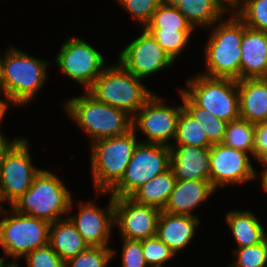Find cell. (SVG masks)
Returning <instances> with one entry per match:
<instances>
[{
	"instance_id": "obj_37",
	"label": "cell",
	"mask_w": 267,
	"mask_h": 267,
	"mask_svg": "<svg viewBox=\"0 0 267 267\" xmlns=\"http://www.w3.org/2000/svg\"><path fill=\"white\" fill-rule=\"evenodd\" d=\"M123 240L122 245V267H149L142 249L141 240Z\"/></svg>"
},
{
	"instance_id": "obj_42",
	"label": "cell",
	"mask_w": 267,
	"mask_h": 267,
	"mask_svg": "<svg viewBox=\"0 0 267 267\" xmlns=\"http://www.w3.org/2000/svg\"><path fill=\"white\" fill-rule=\"evenodd\" d=\"M260 164H262L263 167H265V169L263 168V172L261 173L262 174L260 178L261 186L263 190L267 193V157Z\"/></svg>"
},
{
	"instance_id": "obj_25",
	"label": "cell",
	"mask_w": 267,
	"mask_h": 267,
	"mask_svg": "<svg viewBox=\"0 0 267 267\" xmlns=\"http://www.w3.org/2000/svg\"><path fill=\"white\" fill-rule=\"evenodd\" d=\"M176 178L171 169L157 175L135 190L129 198L142 205H150L162 210L174 189Z\"/></svg>"
},
{
	"instance_id": "obj_7",
	"label": "cell",
	"mask_w": 267,
	"mask_h": 267,
	"mask_svg": "<svg viewBox=\"0 0 267 267\" xmlns=\"http://www.w3.org/2000/svg\"><path fill=\"white\" fill-rule=\"evenodd\" d=\"M9 208L10 211L3 206L0 209V216L2 212L4 215L0 217V247L16 265L18 259L48 244L50 222Z\"/></svg>"
},
{
	"instance_id": "obj_31",
	"label": "cell",
	"mask_w": 267,
	"mask_h": 267,
	"mask_svg": "<svg viewBox=\"0 0 267 267\" xmlns=\"http://www.w3.org/2000/svg\"><path fill=\"white\" fill-rule=\"evenodd\" d=\"M116 250L106 247L89 246L75 257L64 262V267H106L115 257Z\"/></svg>"
},
{
	"instance_id": "obj_15",
	"label": "cell",
	"mask_w": 267,
	"mask_h": 267,
	"mask_svg": "<svg viewBox=\"0 0 267 267\" xmlns=\"http://www.w3.org/2000/svg\"><path fill=\"white\" fill-rule=\"evenodd\" d=\"M160 212L157 207L136 203L129 197L114 198V225L124 239L155 236Z\"/></svg>"
},
{
	"instance_id": "obj_36",
	"label": "cell",
	"mask_w": 267,
	"mask_h": 267,
	"mask_svg": "<svg viewBox=\"0 0 267 267\" xmlns=\"http://www.w3.org/2000/svg\"><path fill=\"white\" fill-rule=\"evenodd\" d=\"M23 258L27 267H64V261L49 244L35 249Z\"/></svg>"
},
{
	"instance_id": "obj_29",
	"label": "cell",
	"mask_w": 267,
	"mask_h": 267,
	"mask_svg": "<svg viewBox=\"0 0 267 267\" xmlns=\"http://www.w3.org/2000/svg\"><path fill=\"white\" fill-rule=\"evenodd\" d=\"M255 124L238 118L227 123L222 144L239 149L252 156L254 147Z\"/></svg>"
},
{
	"instance_id": "obj_13",
	"label": "cell",
	"mask_w": 267,
	"mask_h": 267,
	"mask_svg": "<svg viewBox=\"0 0 267 267\" xmlns=\"http://www.w3.org/2000/svg\"><path fill=\"white\" fill-rule=\"evenodd\" d=\"M250 154L235 148L213 144L210 147V183L217 191L228 185L259 180Z\"/></svg>"
},
{
	"instance_id": "obj_2",
	"label": "cell",
	"mask_w": 267,
	"mask_h": 267,
	"mask_svg": "<svg viewBox=\"0 0 267 267\" xmlns=\"http://www.w3.org/2000/svg\"><path fill=\"white\" fill-rule=\"evenodd\" d=\"M230 16L228 20L221 19L209 29L211 35L204 47L206 71L201 75L240 80L243 22L235 14Z\"/></svg>"
},
{
	"instance_id": "obj_1",
	"label": "cell",
	"mask_w": 267,
	"mask_h": 267,
	"mask_svg": "<svg viewBox=\"0 0 267 267\" xmlns=\"http://www.w3.org/2000/svg\"><path fill=\"white\" fill-rule=\"evenodd\" d=\"M48 63L15 46L5 51L1 62L0 90L12 105L25 106L47 81Z\"/></svg>"
},
{
	"instance_id": "obj_39",
	"label": "cell",
	"mask_w": 267,
	"mask_h": 267,
	"mask_svg": "<svg viewBox=\"0 0 267 267\" xmlns=\"http://www.w3.org/2000/svg\"><path fill=\"white\" fill-rule=\"evenodd\" d=\"M22 138H16L15 140H8V138L4 135V133L0 132V171L5 156L10 151V149Z\"/></svg>"
},
{
	"instance_id": "obj_16",
	"label": "cell",
	"mask_w": 267,
	"mask_h": 267,
	"mask_svg": "<svg viewBox=\"0 0 267 267\" xmlns=\"http://www.w3.org/2000/svg\"><path fill=\"white\" fill-rule=\"evenodd\" d=\"M109 198L106 209L100 208L93 201H81L78 214L67 216L88 246L106 247L111 239L114 227V197L110 194Z\"/></svg>"
},
{
	"instance_id": "obj_45",
	"label": "cell",
	"mask_w": 267,
	"mask_h": 267,
	"mask_svg": "<svg viewBox=\"0 0 267 267\" xmlns=\"http://www.w3.org/2000/svg\"><path fill=\"white\" fill-rule=\"evenodd\" d=\"M246 0H240V8L242 6V4L245 2Z\"/></svg>"
},
{
	"instance_id": "obj_40",
	"label": "cell",
	"mask_w": 267,
	"mask_h": 267,
	"mask_svg": "<svg viewBox=\"0 0 267 267\" xmlns=\"http://www.w3.org/2000/svg\"><path fill=\"white\" fill-rule=\"evenodd\" d=\"M228 14H235L240 9V0H215ZM235 10V11H234Z\"/></svg>"
},
{
	"instance_id": "obj_10",
	"label": "cell",
	"mask_w": 267,
	"mask_h": 267,
	"mask_svg": "<svg viewBox=\"0 0 267 267\" xmlns=\"http://www.w3.org/2000/svg\"><path fill=\"white\" fill-rule=\"evenodd\" d=\"M56 55L59 70L87 91L106 67L105 57L80 37L63 42Z\"/></svg>"
},
{
	"instance_id": "obj_32",
	"label": "cell",
	"mask_w": 267,
	"mask_h": 267,
	"mask_svg": "<svg viewBox=\"0 0 267 267\" xmlns=\"http://www.w3.org/2000/svg\"><path fill=\"white\" fill-rule=\"evenodd\" d=\"M235 15L248 28L267 32V0H246Z\"/></svg>"
},
{
	"instance_id": "obj_41",
	"label": "cell",
	"mask_w": 267,
	"mask_h": 267,
	"mask_svg": "<svg viewBox=\"0 0 267 267\" xmlns=\"http://www.w3.org/2000/svg\"><path fill=\"white\" fill-rule=\"evenodd\" d=\"M2 94L4 99H0V122H2L3 118L5 117V113L8 110V105L10 104L11 106L12 104L7 98V96H5V94L0 90V95ZM0 132H2V130H0Z\"/></svg>"
},
{
	"instance_id": "obj_11",
	"label": "cell",
	"mask_w": 267,
	"mask_h": 267,
	"mask_svg": "<svg viewBox=\"0 0 267 267\" xmlns=\"http://www.w3.org/2000/svg\"><path fill=\"white\" fill-rule=\"evenodd\" d=\"M162 97L154 93L145 104L132 116L131 129L140 130L146 137L143 143L171 146L175 139L177 122L182 105L169 106Z\"/></svg>"
},
{
	"instance_id": "obj_8",
	"label": "cell",
	"mask_w": 267,
	"mask_h": 267,
	"mask_svg": "<svg viewBox=\"0 0 267 267\" xmlns=\"http://www.w3.org/2000/svg\"><path fill=\"white\" fill-rule=\"evenodd\" d=\"M186 82L187 88L182 90L198 106L226 122L240 118L237 80L198 74Z\"/></svg>"
},
{
	"instance_id": "obj_12",
	"label": "cell",
	"mask_w": 267,
	"mask_h": 267,
	"mask_svg": "<svg viewBox=\"0 0 267 267\" xmlns=\"http://www.w3.org/2000/svg\"><path fill=\"white\" fill-rule=\"evenodd\" d=\"M29 142L21 138L7 153L0 171V205L11 206L32 186L40 168L32 165Z\"/></svg>"
},
{
	"instance_id": "obj_34",
	"label": "cell",
	"mask_w": 267,
	"mask_h": 267,
	"mask_svg": "<svg viewBox=\"0 0 267 267\" xmlns=\"http://www.w3.org/2000/svg\"><path fill=\"white\" fill-rule=\"evenodd\" d=\"M142 249L149 267H165L169 260L175 257V253L156 235L142 239Z\"/></svg>"
},
{
	"instance_id": "obj_3",
	"label": "cell",
	"mask_w": 267,
	"mask_h": 267,
	"mask_svg": "<svg viewBox=\"0 0 267 267\" xmlns=\"http://www.w3.org/2000/svg\"><path fill=\"white\" fill-rule=\"evenodd\" d=\"M136 133L131 129L123 135L97 139L90 144L91 175L97 196L109 192L123 177L140 142Z\"/></svg>"
},
{
	"instance_id": "obj_22",
	"label": "cell",
	"mask_w": 267,
	"mask_h": 267,
	"mask_svg": "<svg viewBox=\"0 0 267 267\" xmlns=\"http://www.w3.org/2000/svg\"><path fill=\"white\" fill-rule=\"evenodd\" d=\"M48 244L64 262L89 247L68 217L50 223Z\"/></svg>"
},
{
	"instance_id": "obj_46",
	"label": "cell",
	"mask_w": 267,
	"mask_h": 267,
	"mask_svg": "<svg viewBox=\"0 0 267 267\" xmlns=\"http://www.w3.org/2000/svg\"><path fill=\"white\" fill-rule=\"evenodd\" d=\"M12 267H20V266H19V263H17L16 265H13Z\"/></svg>"
},
{
	"instance_id": "obj_20",
	"label": "cell",
	"mask_w": 267,
	"mask_h": 267,
	"mask_svg": "<svg viewBox=\"0 0 267 267\" xmlns=\"http://www.w3.org/2000/svg\"><path fill=\"white\" fill-rule=\"evenodd\" d=\"M199 224L198 217L161 211L157 221L156 236L177 255L195 237Z\"/></svg>"
},
{
	"instance_id": "obj_23",
	"label": "cell",
	"mask_w": 267,
	"mask_h": 267,
	"mask_svg": "<svg viewBox=\"0 0 267 267\" xmlns=\"http://www.w3.org/2000/svg\"><path fill=\"white\" fill-rule=\"evenodd\" d=\"M225 218L238 248L261 243L267 238L266 229L250 210H231Z\"/></svg>"
},
{
	"instance_id": "obj_28",
	"label": "cell",
	"mask_w": 267,
	"mask_h": 267,
	"mask_svg": "<svg viewBox=\"0 0 267 267\" xmlns=\"http://www.w3.org/2000/svg\"><path fill=\"white\" fill-rule=\"evenodd\" d=\"M145 29L195 30L169 0H163Z\"/></svg>"
},
{
	"instance_id": "obj_27",
	"label": "cell",
	"mask_w": 267,
	"mask_h": 267,
	"mask_svg": "<svg viewBox=\"0 0 267 267\" xmlns=\"http://www.w3.org/2000/svg\"><path fill=\"white\" fill-rule=\"evenodd\" d=\"M171 143V145H191L199 148L212 146L202 127L184 108L178 118L174 144Z\"/></svg>"
},
{
	"instance_id": "obj_35",
	"label": "cell",
	"mask_w": 267,
	"mask_h": 267,
	"mask_svg": "<svg viewBox=\"0 0 267 267\" xmlns=\"http://www.w3.org/2000/svg\"><path fill=\"white\" fill-rule=\"evenodd\" d=\"M134 17L142 28L150 22L154 11L163 0H116Z\"/></svg>"
},
{
	"instance_id": "obj_18",
	"label": "cell",
	"mask_w": 267,
	"mask_h": 267,
	"mask_svg": "<svg viewBox=\"0 0 267 267\" xmlns=\"http://www.w3.org/2000/svg\"><path fill=\"white\" fill-rule=\"evenodd\" d=\"M240 80L267 77V32L248 28L243 23Z\"/></svg>"
},
{
	"instance_id": "obj_4",
	"label": "cell",
	"mask_w": 267,
	"mask_h": 267,
	"mask_svg": "<svg viewBox=\"0 0 267 267\" xmlns=\"http://www.w3.org/2000/svg\"><path fill=\"white\" fill-rule=\"evenodd\" d=\"M63 105L68 117L88 135L97 139L120 136L131 130L132 117L125 111L97 101L87 91Z\"/></svg>"
},
{
	"instance_id": "obj_21",
	"label": "cell",
	"mask_w": 267,
	"mask_h": 267,
	"mask_svg": "<svg viewBox=\"0 0 267 267\" xmlns=\"http://www.w3.org/2000/svg\"><path fill=\"white\" fill-rule=\"evenodd\" d=\"M240 118L251 123L267 121V78L237 80Z\"/></svg>"
},
{
	"instance_id": "obj_6",
	"label": "cell",
	"mask_w": 267,
	"mask_h": 267,
	"mask_svg": "<svg viewBox=\"0 0 267 267\" xmlns=\"http://www.w3.org/2000/svg\"><path fill=\"white\" fill-rule=\"evenodd\" d=\"M141 80L118 62L106 66L87 92L97 101L121 109L132 117L154 94Z\"/></svg>"
},
{
	"instance_id": "obj_33",
	"label": "cell",
	"mask_w": 267,
	"mask_h": 267,
	"mask_svg": "<svg viewBox=\"0 0 267 267\" xmlns=\"http://www.w3.org/2000/svg\"><path fill=\"white\" fill-rule=\"evenodd\" d=\"M236 260L227 267H267V238L258 244L235 248Z\"/></svg>"
},
{
	"instance_id": "obj_17",
	"label": "cell",
	"mask_w": 267,
	"mask_h": 267,
	"mask_svg": "<svg viewBox=\"0 0 267 267\" xmlns=\"http://www.w3.org/2000/svg\"><path fill=\"white\" fill-rule=\"evenodd\" d=\"M170 169L176 180L210 181V148L171 145Z\"/></svg>"
},
{
	"instance_id": "obj_30",
	"label": "cell",
	"mask_w": 267,
	"mask_h": 267,
	"mask_svg": "<svg viewBox=\"0 0 267 267\" xmlns=\"http://www.w3.org/2000/svg\"><path fill=\"white\" fill-rule=\"evenodd\" d=\"M175 62L186 48L194 30L146 29Z\"/></svg>"
},
{
	"instance_id": "obj_44",
	"label": "cell",
	"mask_w": 267,
	"mask_h": 267,
	"mask_svg": "<svg viewBox=\"0 0 267 267\" xmlns=\"http://www.w3.org/2000/svg\"><path fill=\"white\" fill-rule=\"evenodd\" d=\"M2 55L0 54V76H1V62H2Z\"/></svg>"
},
{
	"instance_id": "obj_9",
	"label": "cell",
	"mask_w": 267,
	"mask_h": 267,
	"mask_svg": "<svg viewBox=\"0 0 267 267\" xmlns=\"http://www.w3.org/2000/svg\"><path fill=\"white\" fill-rule=\"evenodd\" d=\"M169 169V146L139 142L123 177L107 194L114 198L129 197L140 186Z\"/></svg>"
},
{
	"instance_id": "obj_38",
	"label": "cell",
	"mask_w": 267,
	"mask_h": 267,
	"mask_svg": "<svg viewBox=\"0 0 267 267\" xmlns=\"http://www.w3.org/2000/svg\"><path fill=\"white\" fill-rule=\"evenodd\" d=\"M252 156L253 159H257L258 163L267 157V121L255 124Z\"/></svg>"
},
{
	"instance_id": "obj_19",
	"label": "cell",
	"mask_w": 267,
	"mask_h": 267,
	"mask_svg": "<svg viewBox=\"0 0 267 267\" xmlns=\"http://www.w3.org/2000/svg\"><path fill=\"white\" fill-rule=\"evenodd\" d=\"M216 190L208 180H176L164 208L161 211L197 217L193 210L207 201Z\"/></svg>"
},
{
	"instance_id": "obj_5",
	"label": "cell",
	"mask_w": 267,
	"mask_h": 267,
	"mask_svg": "<svg viewBox=\"0 0 267 267\" xmlns=\"http://www.w3.org/2000/svg\"><path fill=\"white\" fill-rule=\"evenodd\" d=\"M72 193L59 176L41 169L32 186L11 207L18 213L55 222L73 208Z\"/></svg>"
},
{
	"instance_id": "obj_24",
	"label": "cell",
	"mask_w": 267,
	"mask_h": 267,
	"mask_svg": "<svg viewBox=\"0 0 267 267\" xmlns=\"http://www.w3.org/2000/svg\"><path fill=\"white\" fill-rule=\"evenodd\" d=\"M187 21L197 27L210 28L227 14L215 0H169ZM197 26V27H196Z\"/></svg>"
},
{
	"instance_id": "obj_43",
	"label": "cell",
	"mask_w": 267,
	"mask_h": 267,
	"mask_svg": "<svg viewBox=\"0 0 267 267\" xmlns=\"http://www.w3.org/2000/svg\"><path fill=\"white\" fill-rule=\"evenodd\" d=\"M14 264L12 261H9L7 263V260L5 259V257H0V267H12Z\"/></svg>"
},
{
	"instance_id": "obj_14",
	"label": "cell",
	"mask_w": 267,
	"mask_h": 267,
	"mask_svg": "<svg viewBox=\"0 0 267 267\" xmlns=\"http://www.w3.org/2000/svg\"><path fill=\"white\" fill-rule=\"evenodd\" d=\"M122 49L118 62L136 77L145 79L175 63L155 38L145 29Z\"/></svg>"
},
{
	"instance_id": "obj_26",
	"label": "cell",
	"mask_w": 267,
	"mask_h": 267,
	"mask_svg": "<svg viewBox=\"0 0 267 267\" xmlns=\"http://www.w3.org/2000/svg\"><path fill=\"white\" fill-rule=\"evenodd\" d=\"M183 108L199 123L206 133L208 141L213 144L222 143L226 131V122L215 117L206 109L198 106L183 90L179 89Z\"/></svg>"
}]
</instances>
